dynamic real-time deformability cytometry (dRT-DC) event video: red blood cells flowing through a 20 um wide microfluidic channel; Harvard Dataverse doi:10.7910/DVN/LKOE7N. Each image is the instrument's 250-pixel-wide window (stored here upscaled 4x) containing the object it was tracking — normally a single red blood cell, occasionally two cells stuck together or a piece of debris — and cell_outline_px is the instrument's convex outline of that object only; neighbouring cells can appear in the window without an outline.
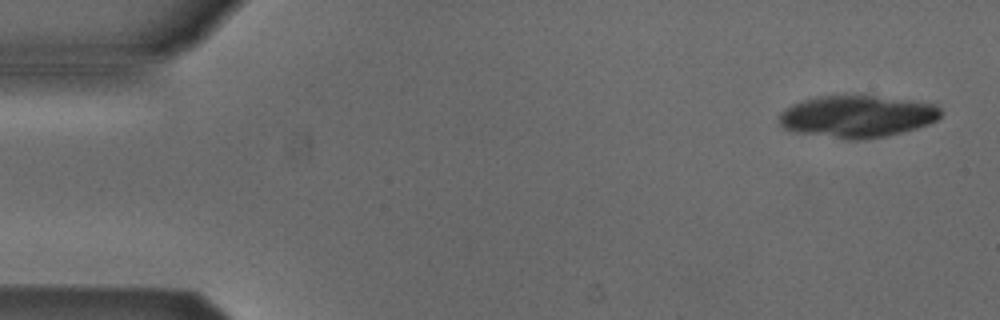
{"species": "Egyptian fruit bat (a non-hibernating species)", "species_latin": "Rousettus aegyptiacus", "temperature_condition": "cold", "stored_images_in_passage": 8, "camera_frame_rate_fps": 3000, "um_per_image_px": 0.085, "animal": {"sex": "male"}, "frame": {"image": 1, "passage_image": 1, "time_ms": 0.0, "image_size_px": [1000, 320], "cell_outline_px": [[940, 116], [936, 120], [928, 124], [916, 128], [884, 136], [856, 140], [848, 140], [796, 132], [784, 128], [776, 120], [780, 112], [784, 108], [792, 104], [804, 100], [820, 96], [872, 96], [912, 100], [936, 104], [940, 108]], "centroid_in_image_um": [72.82, 9.9], "position_along_channel_um": 12.2, "area_um2": 39.48}}
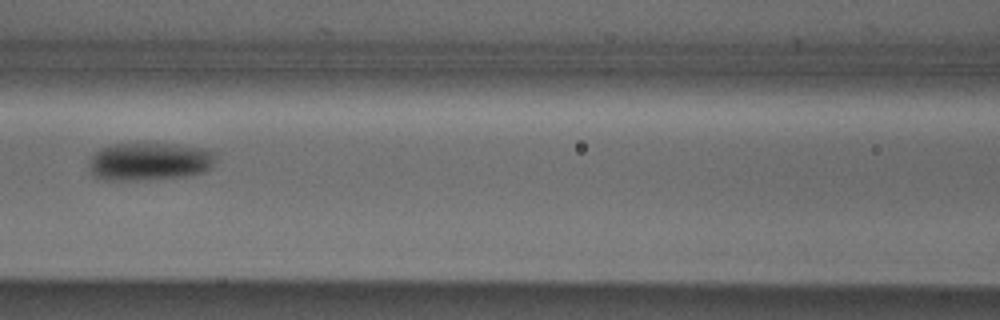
{"frame": {"image": 2, "passage_image": 7, "time_ms": 2.0, "image_size_px": [1000, 320], "cell_outline_px": [[216, 160], [212, 168], [204, 172], [188, 176], [136, 180], [104, 180], [96, 176], [92, 172], [88, 164], [92, 156], [100, 148], [112, 144], [176, 144], [204, 148], [212, 152]], "centroid_in_image_um": [12.73, 13.73], "position_along_channel_um": 153.9, "area_um2": 27.98}}
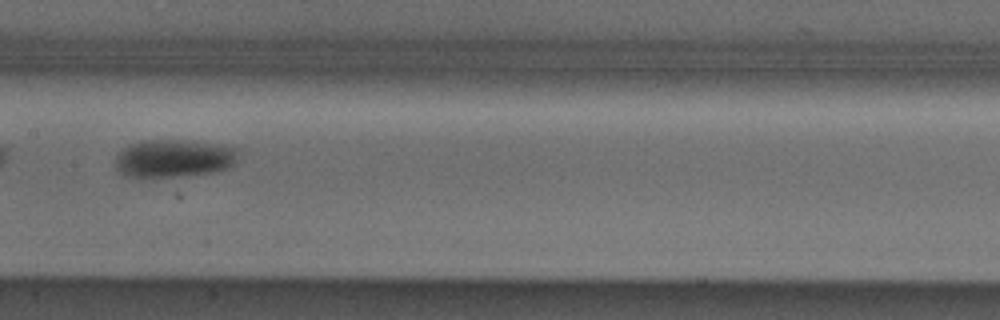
{"frame": {"image": 3, "passage_image": 8, "time_ms": 2.333, "image_size_px": [1000, 320], "cell_outline_px": [[236, 160], [228, 168], [212, 172], [172, 176], [132, 176], [120, 172], [116, 168], [116, 156], [124, 148], [132, 144], [144, 140], [192, 140], [236, 148]], "centroid_in_image_um": [14.77, 13.44], "position_along_channel_um": 192.6, "area_um2": 26.41}}